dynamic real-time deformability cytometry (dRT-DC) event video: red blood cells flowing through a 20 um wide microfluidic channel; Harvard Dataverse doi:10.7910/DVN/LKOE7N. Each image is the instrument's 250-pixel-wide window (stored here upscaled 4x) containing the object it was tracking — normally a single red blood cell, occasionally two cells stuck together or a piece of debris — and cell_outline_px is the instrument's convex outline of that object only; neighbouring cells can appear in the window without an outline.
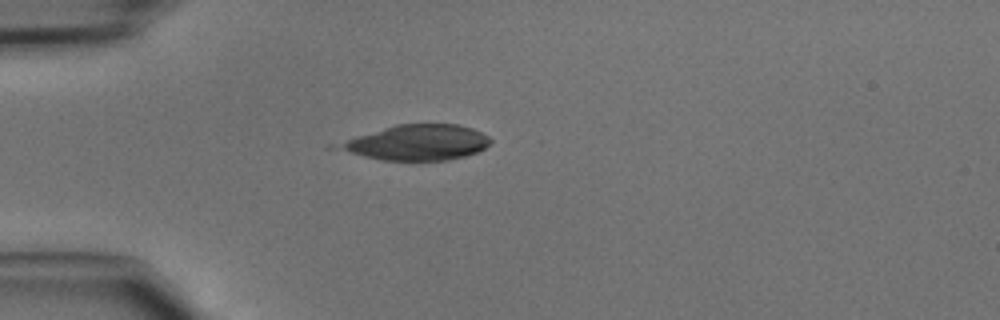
{"species": "common noctule bat (a hibernating species)", "species_latin": "Nyctalus noctula", "temperature_condition": "cold", "stored_images_in_passage": 4, "camera_frame_rate_fps": 3000, "um_per_image_px": 0.085, "animal": {"sex": "male", "body_mass_g": 15.6}, "frame": {"image": 1, "passage_image": 1, "time_ms": 0.0, "image_size_px": [1000, 320], "cell_outline_px": [[492, 140], [484, 148], [476, 152], [464, 156], [448, 160], [380, 160], [324, 148], [328, 144], [396, 124], [456, 124], [472, 128], [488, 136]], "centroid_in_image_um": [35.26, 12.12], "position_along_channel_um": 49.7, "area_um2": 31.91}}